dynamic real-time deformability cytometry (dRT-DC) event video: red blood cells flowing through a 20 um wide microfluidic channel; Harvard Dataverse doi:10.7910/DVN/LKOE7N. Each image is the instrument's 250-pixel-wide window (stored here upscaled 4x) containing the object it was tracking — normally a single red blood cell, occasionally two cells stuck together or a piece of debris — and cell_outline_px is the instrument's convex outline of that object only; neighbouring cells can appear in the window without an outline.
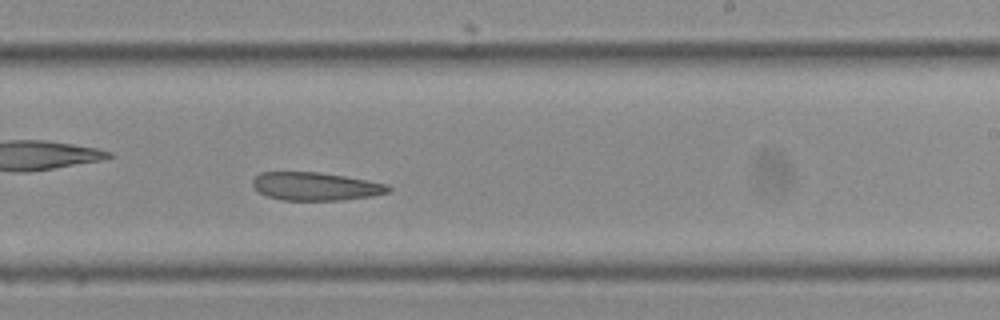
{"species": "Egyptian fruit bat (a non-hibernating species)", "species_latin": "Rousettus aegyptiacus", "temperature_condition": "cold", "stored_images_in_passage": 16, "camera_frame_rate_fps": 3000, "um_per_image_px": 0.085, "frame": {"image": 1, "passage_image": 16, "time_ms": 5.0, "image_size_px": [1000, 320], "cell_outline_px": [[392, 188], [388, 192], [372, 196], [344, 200], [280, 200], [268, 196], [260, 192], [252, 184], [252, 180], [260, 172], [320, 172], [368, 180], [388, 184]], "centroid_in_image_um": [26.84, 15.84], "position_along_channel_um": 262.2, "area_um2": 22.25}}